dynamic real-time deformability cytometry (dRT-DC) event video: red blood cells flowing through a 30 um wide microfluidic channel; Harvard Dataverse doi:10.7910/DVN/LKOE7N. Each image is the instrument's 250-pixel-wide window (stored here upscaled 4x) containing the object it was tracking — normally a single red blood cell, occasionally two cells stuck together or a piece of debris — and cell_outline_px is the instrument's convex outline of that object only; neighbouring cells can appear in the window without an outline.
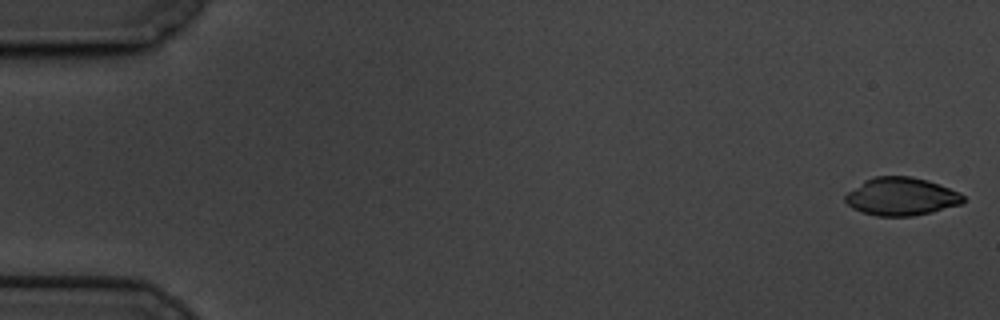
{"species": "common noctule bat (a hibernating species)", "species_latin": "Nyctalus noctula", "temperature_condition": "cold", "stored_images_in_passage": 59, "camera_frame_rate_fps": 3000, "um_per_image_px": 0.085, "animal": {"sex": "male", "body_mass_g": 19.5, "forearm_length_mm": 54.6}, "frame": {"image": 1, "passage_image": 1, "time_ms": 0.0, "image_size_px": [1000, 320], "cell_outline_px": [[964, 204], [932, 212], [912, 216], [876, 216], [860, 212], [852, 208], [844, 200], [844, 196], [848, 192], [864, 180], [876, 176], [912, 176], [928, 180], [960, 192], [964, 196]], "centroid_in_image_um": [76.62, 16.71], "position_along_channel_um": 8.4, "area_um2": 26.36}}
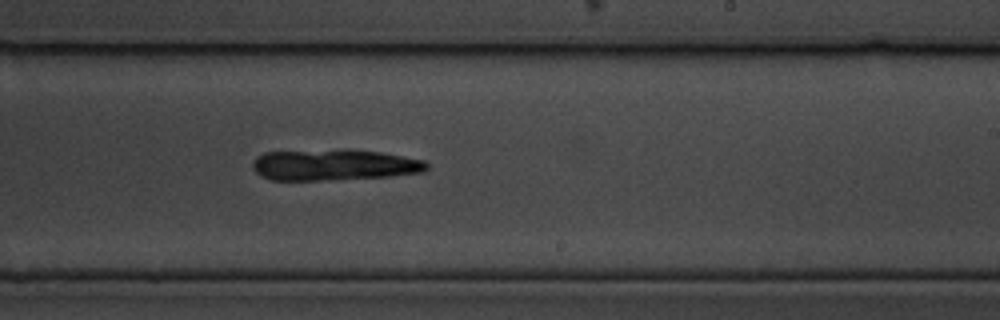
{"frame": {"image": 2, "passage_image": 36, "time_ms": 11.667, "image_size_px": [1000, 320], "cell_outline_px": [[428, 168], [424, 172], [392, 176], [320, 180], [272, 180], [260, 176], [252, 168], [252, 164], [256, 156], [264, 152], [340, 148], [344, 148], [380, 152], [424, 160], [428, 164]], "centroid_in_image_um": [28.37, 13.99], "position_along_channel_um": 260.6, "area_um2": 32.08}}
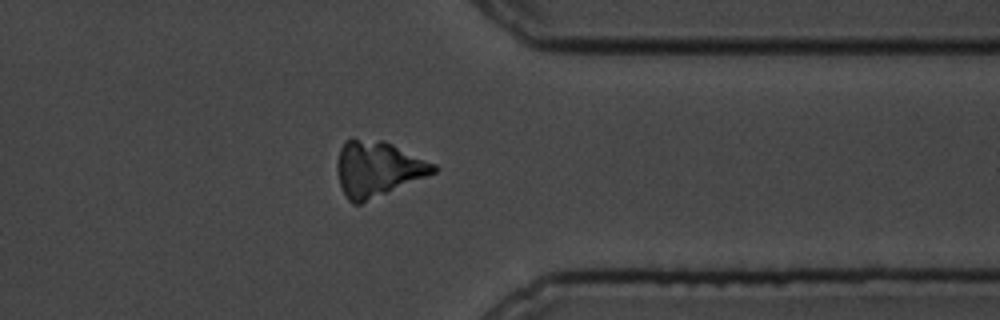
{"frame": {"image": 3, "passage_image": 47, "time_ms": 15.333, "image_size_px": [1000, 320], "cell_outline_px": [[440, 168], [436, 172], [360, 204], [352, 204], [348, 200], [340, 184], [336, 168], [336, 164], [340, 148], [344, 140], [352, 136], [384, 140], [436, 164]], "centroid_in_image_um": [32.07, 14.3], "position_along_channel_um": 379.3, "area_um2": 31.5}}